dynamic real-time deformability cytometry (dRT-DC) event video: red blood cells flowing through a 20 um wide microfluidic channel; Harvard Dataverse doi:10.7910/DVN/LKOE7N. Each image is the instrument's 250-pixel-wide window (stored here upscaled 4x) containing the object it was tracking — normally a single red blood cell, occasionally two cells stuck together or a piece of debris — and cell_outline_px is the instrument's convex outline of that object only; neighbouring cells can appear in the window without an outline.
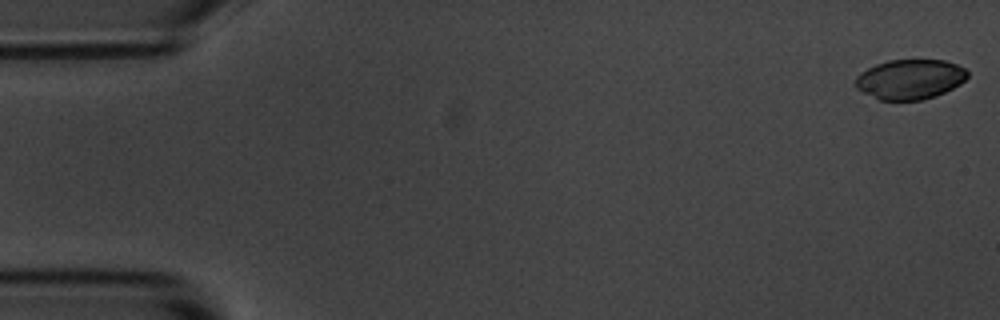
{"species": "common noctule bat (a hibernating species)", "species_latin": "Nyctalus noctula", "temperature_condition": "room temperature", "stored_images_in_passage": 6, "segment_of_instrument_passage": [1, 2], "camera_frame_rate_fps": 3000, "um_per_image_px": 0.085, "animal": {"sex": "male", "body_mass_g": 20.1, "forearm_length_mm": 53.5}, "frame": {"image": 1, "passage_image": 1, "time_ms": 0.0, "image_size_px": [1000, 320], "cell_outline_px": [[968, 76], [960, 84], [936, 96], [920, 100], [880, 100], [856, 88], [856, 76], [860, 72], [876, 64], [888, 60], [944, 60], [956, 64], [964, 68], [968, 72]], "centroid_in_image_um": [77.35, 6.73], "position_along_channel_um": 7.6, "area_um2": 25.89}}